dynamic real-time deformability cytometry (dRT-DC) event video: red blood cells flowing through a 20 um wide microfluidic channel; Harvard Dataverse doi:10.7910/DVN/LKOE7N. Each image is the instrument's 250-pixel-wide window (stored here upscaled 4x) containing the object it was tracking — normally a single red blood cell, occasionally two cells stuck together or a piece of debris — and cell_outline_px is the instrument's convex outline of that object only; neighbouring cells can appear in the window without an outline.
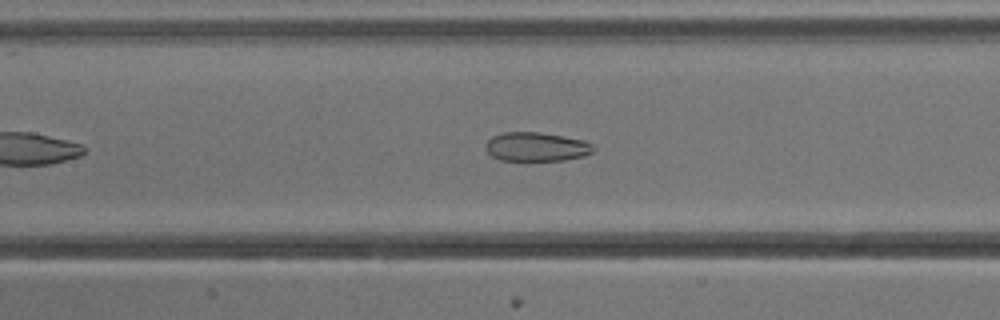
{"species": "common noctule bat (a hibernating species)", "species_latin": "Nyctalus noctula", "temperature_condition": "cold", "stored_images_in_passage": 43, "camera_frame_rate_fps": 3000, "um_per_image_px": 0.085, "animal": {"sex": "male", "body_mass_g": 13.3}, "frame": {"image": 1, "passage_image": 14, "time_ms": 4.333, "image_size_px": [1000, 320], "cell_outline_px": [[596, 148], [592, 152], [584, 156], [564, 160], [500, 160], [492, 156], [484, 148], [484, 144], [492, 136], [504, 132], [540, 132], [584, 140], [592, 144]], "centroid_in_image_um": [45.58, 12.47], "position_along_channel_um": 161.8, "area_um2": 18.26}}
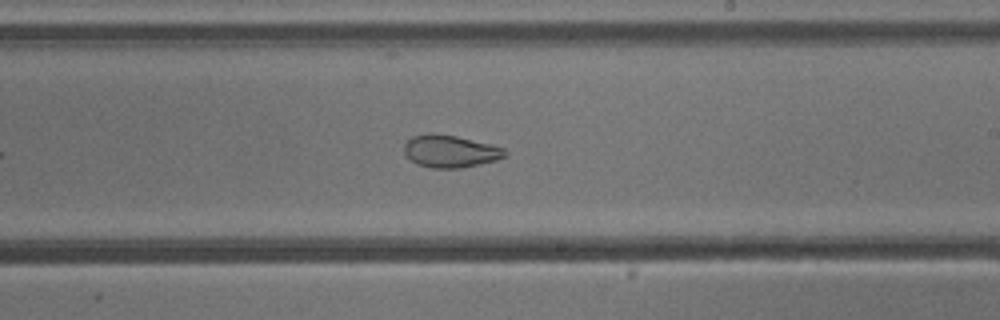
{"frame": {"image": 2, "passage_image": 21, "time_ms": 6.667, "image_size_px": [1000, 320], "cell_outline_px": [[508, 152], [504, 156], [496, 160], [460, 168], [432, 168], [416, 164], [404, 152], [404, 144], [412, 136], [428, 132], [432, 132], [456, 136], [504, 148]], "centroid_in_image_um": [38.23, 12.85], "position_along_channel_um": 250.8, "area_um2": 18.9}}
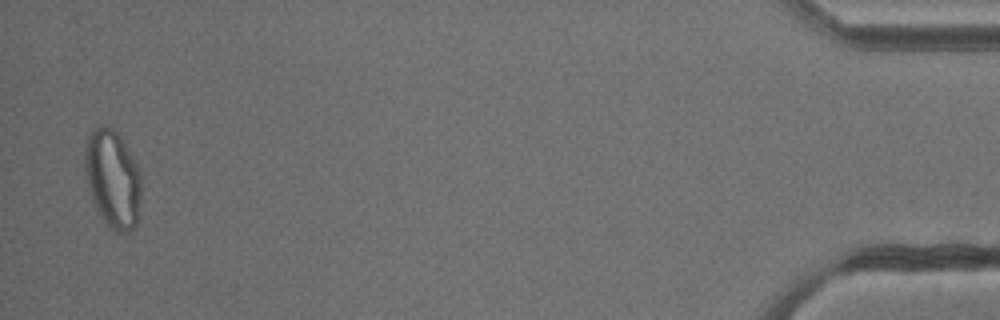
{"frame": {"image": 3, "passage_image": 42, "time_ms": 13.667, "image_size_px": [1000, 320], "cell_outline_px": [[140, 196], [136, 228], [128, 232], [116, 232], [104, 220], [96, 208], [92, 200], [84, 172], [84, 148], [92, 132], [96, 128], [112, 128], [116, 132], [140, 168]], "centroid_in_image_um": [9.58, 15.25], "position_along_channel_um": 425.6, "area_um2": 31.73}, "authors_computed_cell_mechanics": {"area_um2": 22.7732, "velocity_mm_per_s": 3.832, "shape_relaxation_time_tau1_ms": 11.2681, "shape_relaxation_time_tau2_ms": 2.4089, "deformation_change_tau1": 0.2328, "deformation_change_tau2": 0.0819}}